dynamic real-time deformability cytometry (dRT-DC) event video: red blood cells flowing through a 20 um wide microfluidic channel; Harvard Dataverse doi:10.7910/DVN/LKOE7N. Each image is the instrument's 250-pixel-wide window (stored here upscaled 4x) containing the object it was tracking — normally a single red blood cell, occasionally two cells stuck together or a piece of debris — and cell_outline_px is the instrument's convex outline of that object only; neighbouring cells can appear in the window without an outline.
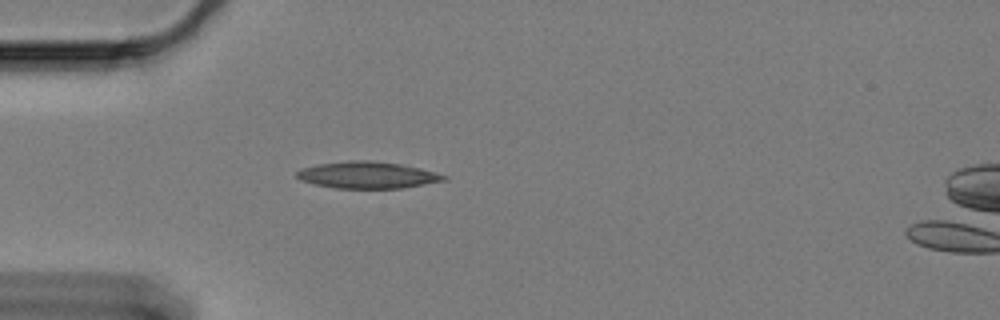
{"species": "Egyptian fruit bat (a non-hibernating species)", "species_latin": "Rousettus aegyptiacus", "temperature_condition": "cold", "stored_images_in_passage": 44, "camera_frame_rate_fps": 3000, "um_per_image_px": 0.085, "animal": {"sex": "female"}, "frame": {"image": 1, "passage_image": 1, "time_ms": 0.0, "image_size_px": [1000, 320], "cell_outline_px": [[448, 180], [400, 188], [336, 188], [316, 184], [300, 180], [296, 176], [296, 172], [300, 168], [320, 164], [348, 160], [372, 160], [400, 164], [420, 168], [448, 176]], "centroid_in_image_um": [31.23, 14.87], "position_along_channel_um": 53.8, "area_um2": 22.83}}
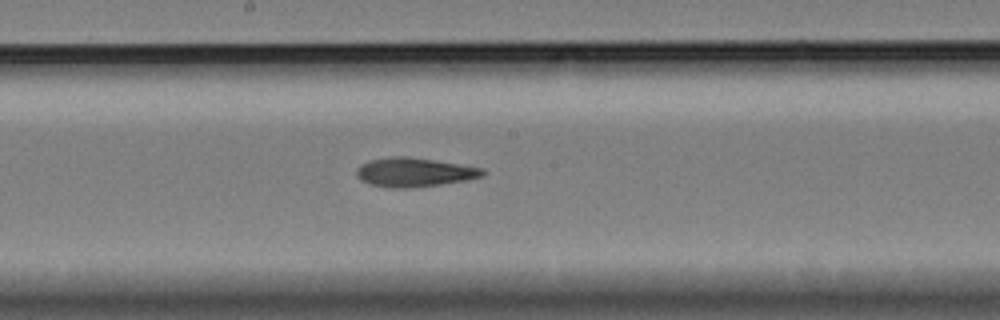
{"frame": {"image": 2, "passage_image": 16, "time_ms": 5.0, "image_size_px": [1000, 320], "cell_outline_px": [[488, 172], [484, 176], [468, 180], [440, 184], [408, 188], [388, 188], [372, 184], [360, 180], [356, 176], [356, 168], [360, 164], [372, 160], [392, 156], [404, 156], [432, 160], [484, 168]], "centroid_in_image_um": [35.23, 14.65], "position_along_channel_um": 213.0, "area_um2": 21.33}}
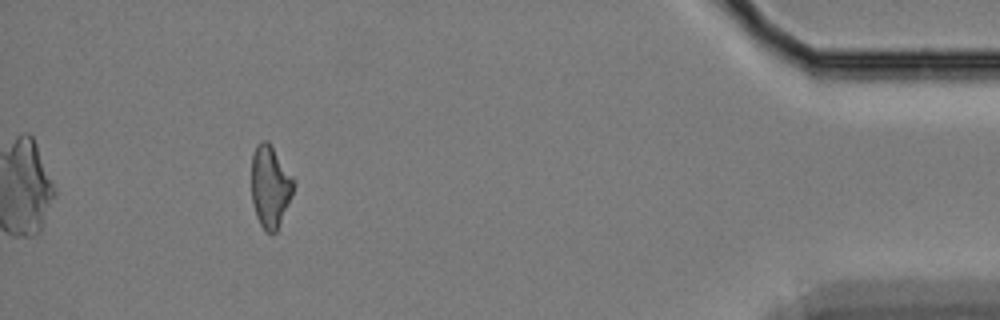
{"frame": {"image": 3, "passage_image": 39, "time_ms": 12.667, "image_size_px": [1000, 320], "cell_outline_px": [[296, 184], [292, 196], [276, 232], [264, 232], [256, 216], [252, 200], [252, 156], [256, 144], [260, 140], [268, 140], [296, 180]], "centroid_in_image_um": [22.98, 15.82], "position_along_channel_um": 412.2, "area_um2": 20.4}, "authors_computed_cell_mechanics": {"area_um2": 21.1259, "velocity_mm_per_s": 3.3293, "shape_relaxation_time_tau1_ms": 6.6927, "shape_relaxation_time_tau2_ms": 5.8189, "deformation_change_tau1": 0.1681, "deformation_change_tau2": 0.1571}}